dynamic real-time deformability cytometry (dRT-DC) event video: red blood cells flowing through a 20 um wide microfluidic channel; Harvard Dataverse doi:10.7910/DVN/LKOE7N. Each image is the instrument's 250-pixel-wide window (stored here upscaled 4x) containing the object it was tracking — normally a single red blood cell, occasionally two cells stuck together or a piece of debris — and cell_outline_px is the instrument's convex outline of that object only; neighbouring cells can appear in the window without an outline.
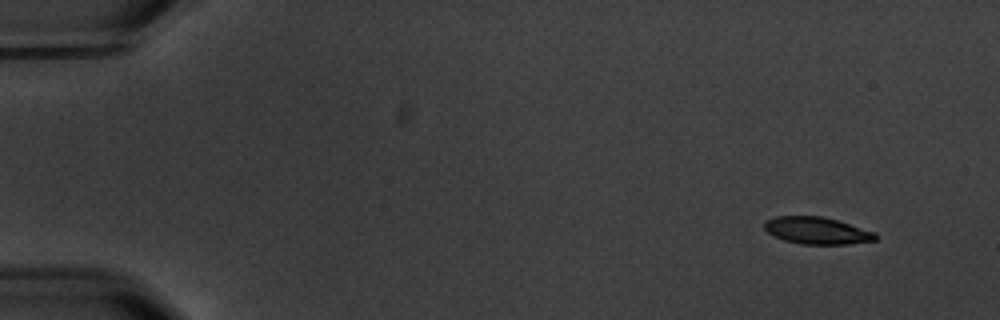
{"species": "common noctule bat (a hibernating species)", "species_latin": "Nyctalus noctula", "temperature_condition": "warm", "stored_images_in_passage": 6, "camera_frame_rate_fps": 3000, "um_per_image_px": 0.085, "animal": {"sex": "male", "body_mass_g": 20.1, "forearm_length_mm": 53.5}, "frame": {"image": 1, "passage_image": 1, "time_ms": 0.0, "image_size_px": [1000, 320], "cell_outline_px": [[876, 240], [848, 244], [800, 244], [784, 240], [768, 232], [764, 228], [764, 220], [776, 216], [820, 216], [836, 220], [876, 232]], "centroid_in_image_um": [69.42, 19.6], "position_along_channel_um": 15.6, "area_um2": 17.4}}
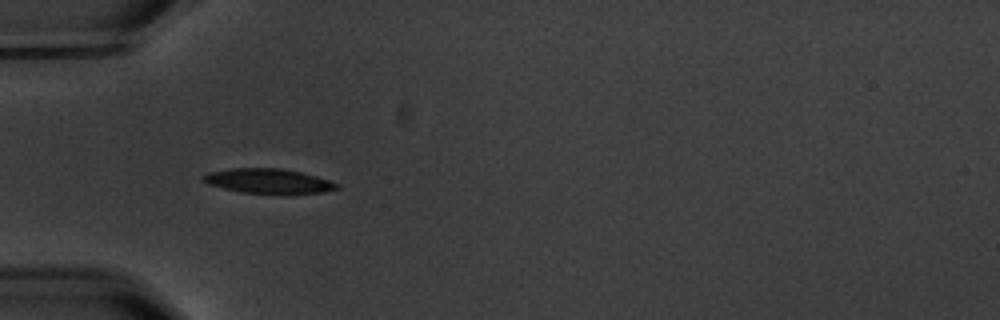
{"frame": {"image": 2, "passage_image": 5, "time_ms": 4.667, "image_size_px": [1000, 320], "cell_outline_px": [[340, 188], [324, 192], [240, 192], [208, 184], [200, 180], [200, 176], [208, 172], [232, 168], [280, 168], [300, 172], [316, 176], [340, 184]], "centroid_in_image_um": [22.75, 15.36], "position_along_channel_um": 62.3, "area_um2": 18.79}}